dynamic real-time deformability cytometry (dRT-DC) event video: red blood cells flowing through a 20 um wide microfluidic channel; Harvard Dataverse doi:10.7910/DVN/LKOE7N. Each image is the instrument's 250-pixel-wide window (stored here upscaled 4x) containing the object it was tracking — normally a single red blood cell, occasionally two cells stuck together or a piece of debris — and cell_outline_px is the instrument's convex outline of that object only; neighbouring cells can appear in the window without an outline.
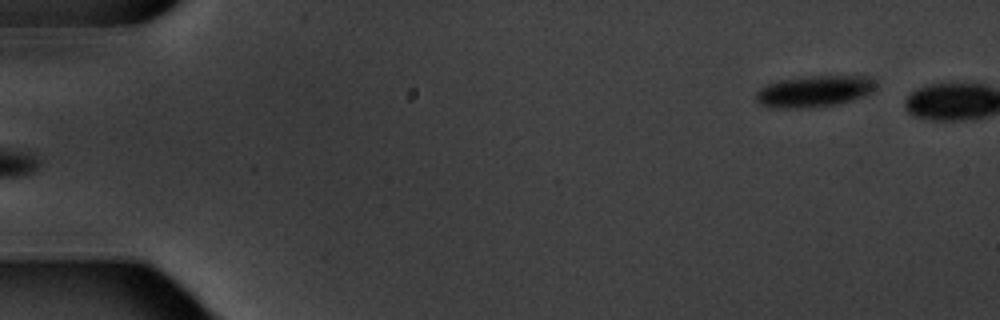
{"species": "common noctule bat (a hibernating species)", "species_latin": "Nyctalus noctula", "temperature_condition": "warm", "stored_images_in_passage": 5, "camera_frame_rate_fps": 3000, "um_per_image_px": 0.085, "animal": {"sex": "male", "body_mass_g": 20.1, "forearm_length_mm": 53.5}, "frame": {"image": 1, "passage_image": 5, "time_ms": 5.667, "image_size_px": [1000, 320], "cell_outline_px": [[876, 88], [872, 92], [864, 96], [840, 104], [804, 108], [768, 108], [760, 104], [756, 100], [756, 92], [760, 88], [768, 84], [780, 80], [808, 76], [872, 76], [876, 84]], "centroid_in_image_um": [69.23, 7.76], "position_along_channel_um": 15.8, "area_um2": 22.2}}